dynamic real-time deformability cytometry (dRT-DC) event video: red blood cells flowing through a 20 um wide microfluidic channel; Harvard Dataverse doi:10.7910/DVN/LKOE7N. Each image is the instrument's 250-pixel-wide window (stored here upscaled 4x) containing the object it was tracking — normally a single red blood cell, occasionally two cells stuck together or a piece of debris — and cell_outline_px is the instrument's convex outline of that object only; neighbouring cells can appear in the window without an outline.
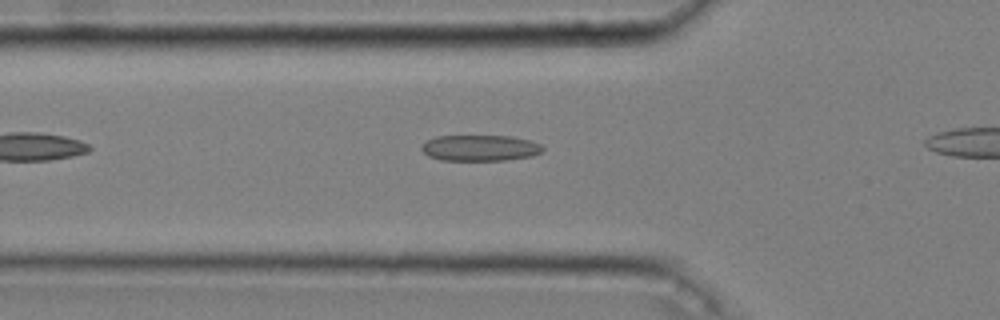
{"species": "common noctule bat (a hibernating species)", "species_latin": "Nyctalus noctula", "temperature_condition": "cold", "stored_images_in_passage": 29, "camera_frame_rate_fps": 3000, "um_per_image_px": 0.085, "animal": {"sex": "male", "body_mass_g": 20.4}, "frame": {"image": 1, "passage_image": 3, "time_ms": 0.667, "image_size_px": [1000, 320], "cell_outline_px": [[544, 148], [540, 152], [532, 156], [504, 160], [440, 160], [428, 156], [420, 148], [428, 140], [436, 136], [512, 136], [532, 140], [540, 144]], "centroid_in_image_um": [40.82, 12.57], "position_along_channel_um": 85.0, "area_um2": 18.32}}
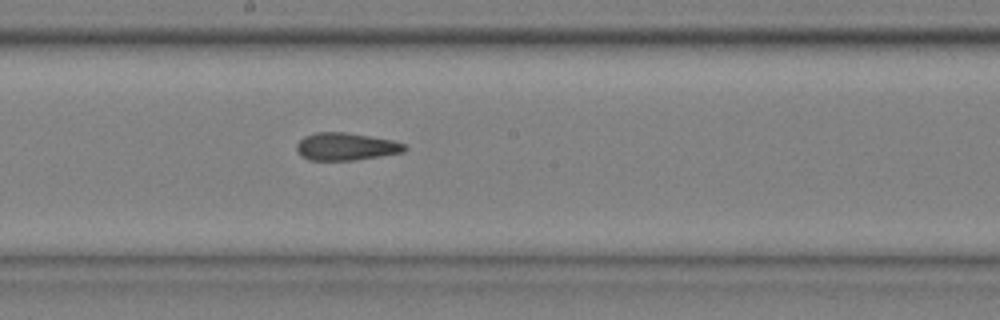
{"frame": {"image": 2, "passage_image": 14, "time_ms": 4.333, "image_size_px": [1000, 320], "cell_outline_px": [[408, 148], [404, 152], [356, 160], [308, 160], [300, 156], [296, 148], [296, 144], [304, 136], [316, 132], [344, 132], [392, 140], [404, 144]], "centroid_in_image_um": [29.38, 12.46], "position_along_channel_um": 218.8, "area_um2": 17.34}}
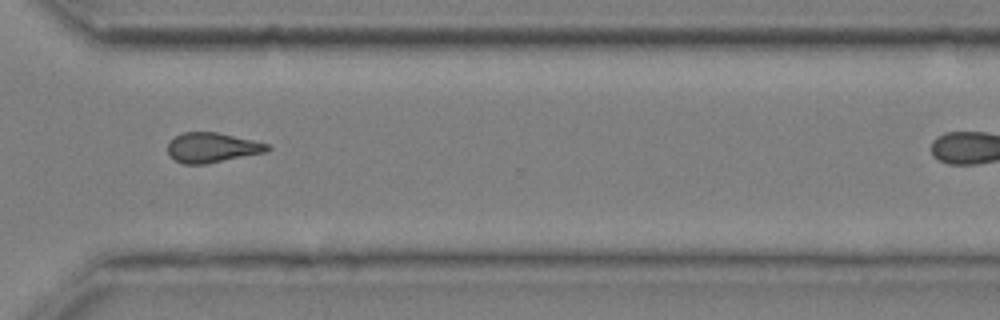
{"frame": {"image": 3, "passage_image": 25, "time_ms": 8.0, "image_size_px": [1000, 320], "cell_outline_px": [[272, 148], [268, 152], [204, 164], [184, 164], [176, 160], [168, 152], [168, 144], [176, 136], [184, 132], [216, 132], [252, 140], [268, 144]], "centroid_in_image_um": [18.07, 12.55], "position_along_channel_um": 352.5, "area_um2": 17.11}}